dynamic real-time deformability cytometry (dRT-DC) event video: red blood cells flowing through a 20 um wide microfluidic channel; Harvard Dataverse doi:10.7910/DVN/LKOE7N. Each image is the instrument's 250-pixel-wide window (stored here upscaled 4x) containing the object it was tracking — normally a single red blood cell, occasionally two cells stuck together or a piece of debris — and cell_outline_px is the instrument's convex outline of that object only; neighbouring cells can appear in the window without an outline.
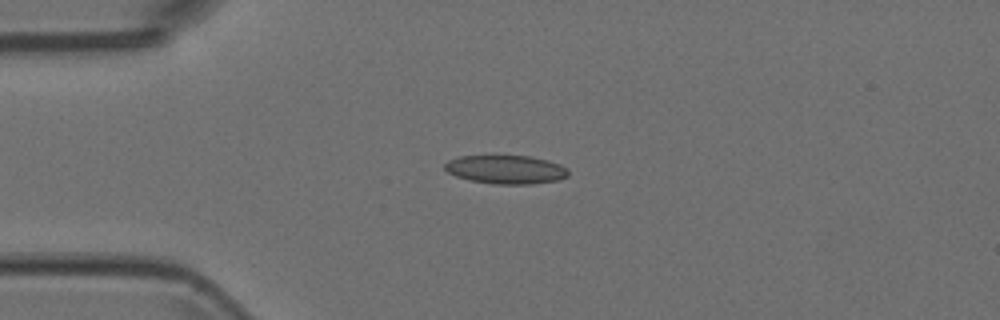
{"species": "Egyptian fruit bat (a non-hibernating species)", "species_latin": "Rousettus aegyptiacus", "temperature_condition": "room temperature", "stored_images_in_passage": 1, "camera_frame_rate_fps": 3000, "um_per_image_px": 0.085, "animal": {"sex": "female"}, "frame": {"image": 1, "passage_image": 1, "time_ms": 0.0, "image_size_px": [1000, 320], "cell_outline_px": [[568, 176], [560, 180], [532, 184], [492, 184], [472, 180], [456, 176], [448, 172], [444, 168], [444, 164], [448, 160], [460, 156], [532, 156], [548, 160], [560, 164], [568, 168]], "centroid_in_image_um": [43.04, 14.41], "position_along_channel_um": 42.0, "area_um2": 20.69}}